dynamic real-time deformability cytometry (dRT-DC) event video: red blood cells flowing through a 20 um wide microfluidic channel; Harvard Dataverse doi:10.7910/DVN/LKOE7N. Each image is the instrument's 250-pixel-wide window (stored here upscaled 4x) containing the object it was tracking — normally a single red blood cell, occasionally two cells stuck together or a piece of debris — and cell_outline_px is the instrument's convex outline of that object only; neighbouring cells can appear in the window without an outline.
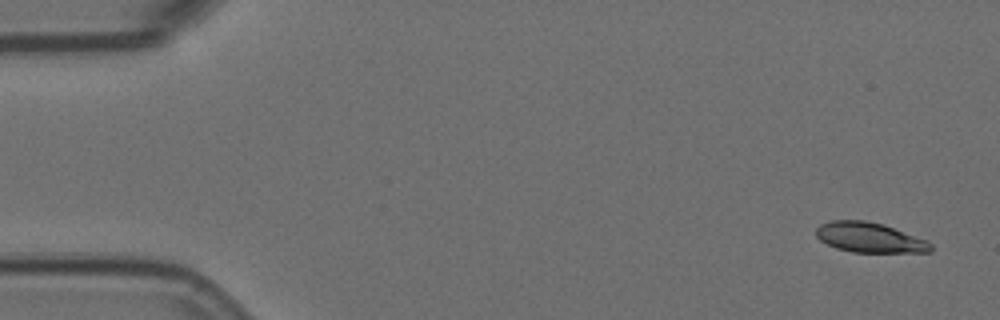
{"species": "Egyptian fruit bat (a non-hibernating species)", "species_latin": "Rousettus aegyptiacus", "temperature_condition": "room temperature", "stored_images_in_passage": 6, "segment_of_instrument_passage": [1, 2], "camera_frame_rate_fps": 3000, "um_per_image_px": 0.085, "animal": {"sex": "female"}, "frame": {"image": 1, "passage_image": 1, "time_ms": 0.0, "image_size_px": [1000, 320], "cell_outline_px": [[932, 252], [852, 252], [836, 248], [820, 240], [816, 236], [816, 228], [820, 224], [832, 220], [864, 220], [884, 224], [928, 240], [932, 244]], "centroid_in_image_um": [73.93, 20.18], "position_along_channel_um": 11.1, "area_um2": 20.17}}
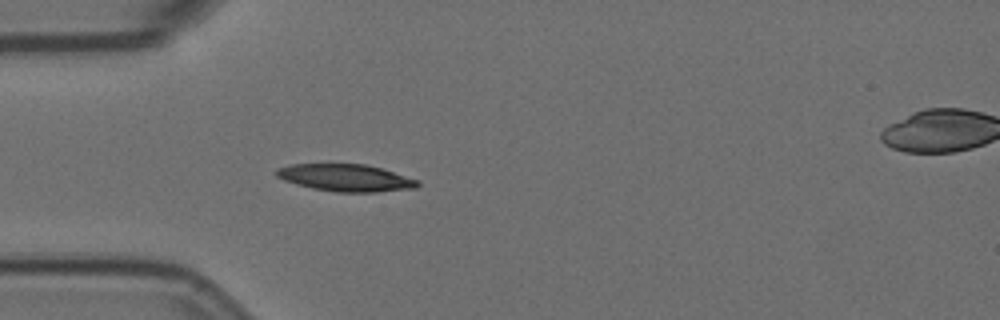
{"frame": {"image": 2, "passage_image": 5, "time_ms": 1.333, "image_size_px": [1000, 320], "cell_outline_px": [[420, 184], [416, 188], [376, 192], [336, 192], [312, 188], [296, 184], [284, 180], [276, 176], [276, 168], [292, 164], [364, 164], [380, 168], [420, 180]], "centroid_in_image_um": [29.39, 15.11], "position_along_channel_um": 55.6, "area_um2": 22.31}}